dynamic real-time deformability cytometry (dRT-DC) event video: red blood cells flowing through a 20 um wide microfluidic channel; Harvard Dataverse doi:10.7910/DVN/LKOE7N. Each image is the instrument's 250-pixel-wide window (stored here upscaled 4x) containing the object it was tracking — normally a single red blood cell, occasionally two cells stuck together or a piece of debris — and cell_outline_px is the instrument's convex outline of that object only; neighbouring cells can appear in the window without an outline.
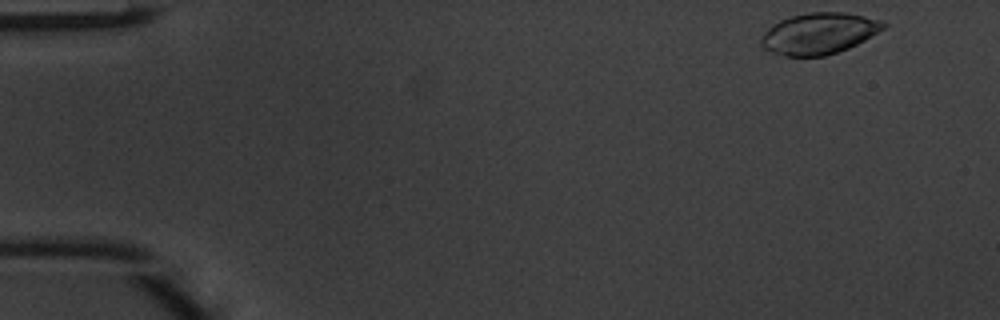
{"species": "common noctule bat (a hibernating species)", "species_latin": "Nyctalus noctula", "temperature_condition": "warm", "stored_images_in_passage": 46, "camera_frame_rate_fps": 3000, "um_per_image_px": 0.085, "animal": {"sex": "male", "body_mass_g": 20.1, "forearm_length_mm": 53.5}, "frame": {"image": 1, "passage_image": 1, "time_ms": 0.0, "image_size_px": [1000, 320], "cell_outline_px": [[888, 24], [884, 28], [864, 40], [848, 48], [824, 56], [788, 56], [772, 52], [764, 48], [760, 44], [760, 40], [764, 32], [772, 24], [780, 20], [792, 16], [808, 12], [844, 12], [884, 20]], "centroid_in_image_um": [69.61, 2.83], "position_along_channel_um": 15.4, "area_um2": 29.3}}
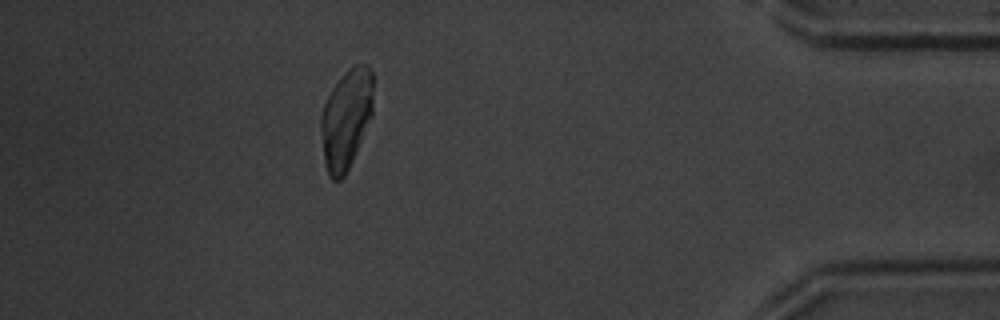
{"frame": {"image": 2, "passage_image": 41, "time_ms": 13.333, "image_size_px": [1000, 320], "cell_outline_px": [[372, 116], [352, 160], [344, 176], [340, 180], [332, 180], [328, 176], [324, 164], [320, 128], [320, 116], [324, 104], [332, 88], [348, 68], [356, 64], [368, 64], [372, 72]], "centroid_in_image_um": [29.4, 10.11], "position_along_channel_um": 405.8, "area_um2": 30.4}}